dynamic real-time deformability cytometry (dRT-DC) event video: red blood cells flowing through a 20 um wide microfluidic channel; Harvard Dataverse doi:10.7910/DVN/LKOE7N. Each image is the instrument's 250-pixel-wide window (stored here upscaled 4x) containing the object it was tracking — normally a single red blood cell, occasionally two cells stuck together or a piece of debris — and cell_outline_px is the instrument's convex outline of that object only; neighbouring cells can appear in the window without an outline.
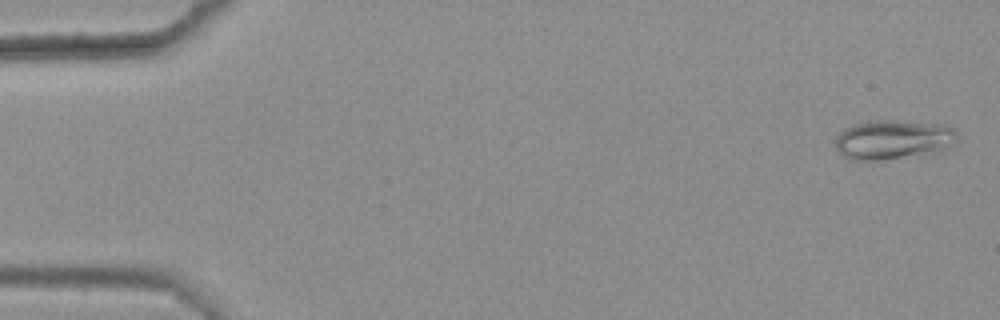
{"species": "common noctule bat (a hibernating species)", "species_latin": "Nyctalus noctula", "temperature_condition": "warm", "stored_images_in_passage": 4, "camera_frame_rate_fps": 3000, "um_per_image_px": 0.085, "animal": {"sex": "female", "body_mass_g": 25.1}, "frame": {"image": 1, "passage_image": 1, "time_ms": 0.0, "image_size_px": [1000, 320], "cell_outline_px": [[956, 140], [952, 144], [940, 148], [880, 160], [852, 160], [844, 156], [836, 148], [832, 140], [840, 132], [852, 124], [868, 120], [892, 120], [948, 124], [956, 132]], "centroid_in_image_um": [75.79, 11.81], "position_along_channel_um": 9.2, "area_um2": 27.34}}